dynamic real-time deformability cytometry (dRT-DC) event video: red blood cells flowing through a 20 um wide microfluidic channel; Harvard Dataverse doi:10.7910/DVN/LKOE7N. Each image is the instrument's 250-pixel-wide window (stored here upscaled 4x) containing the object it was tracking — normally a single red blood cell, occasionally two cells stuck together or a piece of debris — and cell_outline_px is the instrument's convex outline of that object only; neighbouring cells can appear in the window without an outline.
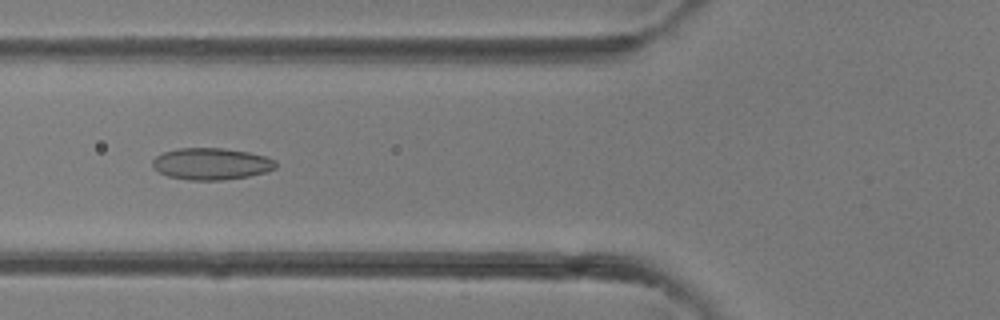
{"species": "common noctule bat (a hibernating species)", "species_latin": "Nyctalus noctula", "temperature_condition": "room temperature", "stored_images_in_passage": 33, "camera_frame_rate_fps": 3000, "um_per_image_px": 0.085, "animal": {"sex": "female"}, "frame": {"image": 1, "passage_image": 9, "time_ms": 2.667, "image_size_px": [1000, 320], "cell_outline_px": [[276, 168], [264, 172], [248, 176], [220, 180], [188, 180], [168, 176], [160, 172], [152, 164], [152, 160], [156, 156], [164, 152], [176, 148], [220, 148], [248, 152], [264, 156], [276, 160]], "centroid_in_image_um": [17.95, 13.92], "position_along_channel_um": 107.8, "area_um2": 22.6}}
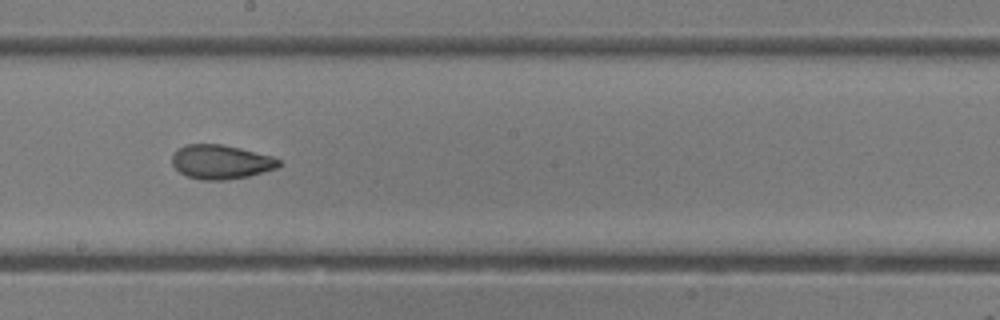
{"frame": {"image": 2, "passage_image": 16, "time_ms": 5.0, "image_size_px": [1000, 320], "cell_outline_px": [[284, 164], [276, 168], [248, 176], [224, 180], [200, 180], [188, 176], [180, 172], [172, 164], [172, 156], [176, 148], [184, 144], [220, 144], [240, 148], [272, 156], [280, 160]], "centroid_in_image_um": [18.77, 13.75], "position_along_channel_um": 229.4, "area_um2": 21.33}}
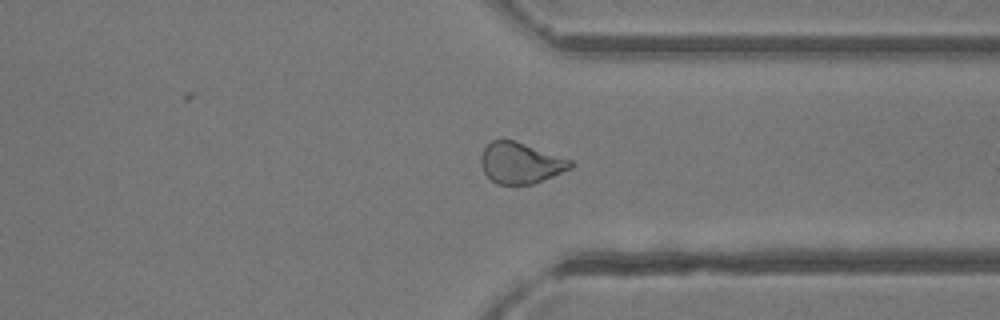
{"frame": {"image": 3, "passage_image": 24, "time_ms": 7.667, "image_size_px": [1000, 320], "cell_outline_px": [[572, 168], [532, 184], [496, 184], [484, 172], [480, 164], [480, 156], [484, 148], [492, 140], [512, 140], [572, 160]], "centroid_in_image_um": [44.21, 13.86], "position_along_channel_um": 367.2, "area_um2": 21.04}}